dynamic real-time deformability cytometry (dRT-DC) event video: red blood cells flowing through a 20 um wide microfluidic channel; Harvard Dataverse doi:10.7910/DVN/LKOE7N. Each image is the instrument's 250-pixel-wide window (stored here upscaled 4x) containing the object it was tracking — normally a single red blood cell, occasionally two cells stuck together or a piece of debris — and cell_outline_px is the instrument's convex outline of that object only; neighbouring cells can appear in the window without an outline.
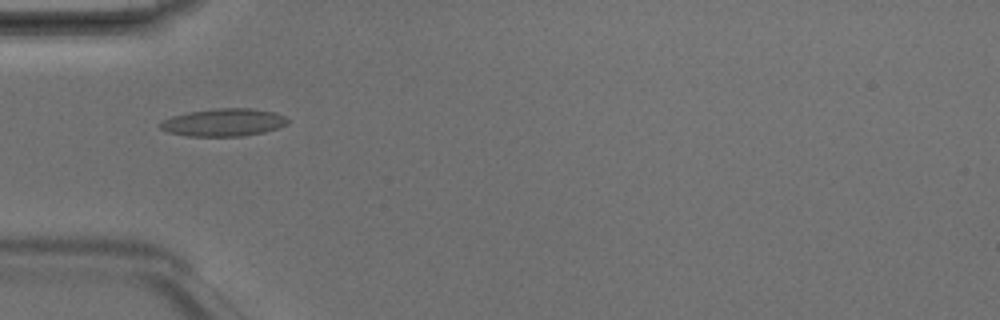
{"species": "Egyptian fruit bat (a non-hibernating species)", "species_latin": "Rousettus aegyptiacus", "temperature_condition": "room temperature", "stored_images_in_passage": 7, "camera_frame_rate_fps": 3000, "um_per_image_px": 0.085, "animal": {"sex": "male"}, "frame": {"image": 1, "passage_image": 5, "time_ms": 1.333, "image_size_px": [1000, 320], "cell_outline_px": [[288, 124], [264, 132], [240, 136], [188, 136], [168, 132], [160, 128], [160, 124], [164, 120], [172, 116], [188, 112], [220, 108], [252, 108], [276, 112], [284, 116], [288, 120]], "centroid_in_image_um": [19.03, 10.4], "position_along_channel_um": 66.0, "area_um2": 20.4}}